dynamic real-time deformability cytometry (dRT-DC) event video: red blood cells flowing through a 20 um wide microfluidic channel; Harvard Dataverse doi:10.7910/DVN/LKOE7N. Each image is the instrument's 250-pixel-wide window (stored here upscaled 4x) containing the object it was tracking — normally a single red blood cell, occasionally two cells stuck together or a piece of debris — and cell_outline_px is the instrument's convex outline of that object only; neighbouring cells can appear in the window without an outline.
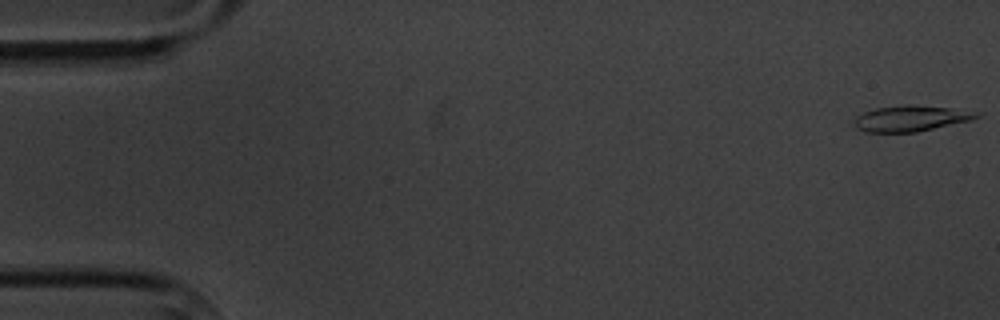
{"species": "common noctule bat (a hibernating species)", "species_latin": "Nyctalus noctula", "temperature_condition": "cold", "stored_images_in_passage": 5, "camera_frame_rate_fps": 3000, "um_per_image_px": 0.085, "animal": {"sex": "male", "body_mass_g": 20.1, "forearm_length_mm": 53.5}, "frame": {"image": 1, "passage_image": 1, "time_ms": 0.0, "image_size_px": [1000, 320], "cell_outline_px": [[980, 116], [972, 120], [916, 132], [864, 132], [856, 128], [852, 124], [852, 120], [856, 116], [864, 112], [876, 108], [904, 104], [912, 104], [948, 108], [980, 112]], "centroid_in_image_um": [77.37, 10.06], "position_along_channel_um": 7.6, "area_um2": 18.55}}
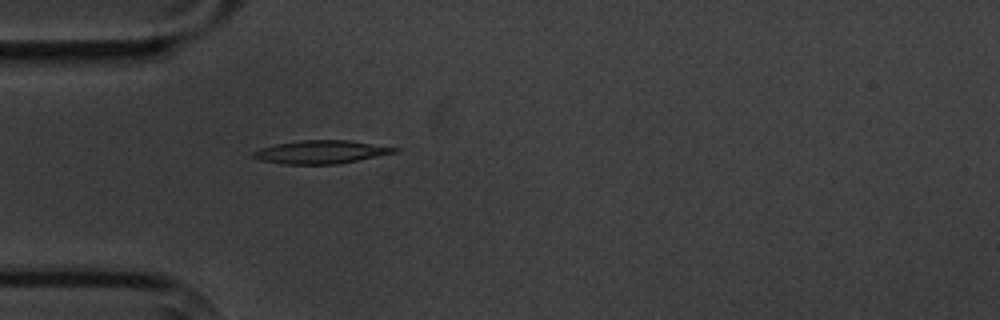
{"frame": {"image": 2, "passage_image": 5, "time_ms": 5.333, "image_size_px": [1000, 320], "cell_outline_px": [[404, 148], [400, 152], [336, 164], [284, 164], [260, 160], [252, 156], [252, 152], [260, 148], [276, 144], [300, 140], [348, 140]], "centroid_in_image_um": [27.36, 12.91], "position_along_channel_um": 57.6, "area_um2": 19.25}}